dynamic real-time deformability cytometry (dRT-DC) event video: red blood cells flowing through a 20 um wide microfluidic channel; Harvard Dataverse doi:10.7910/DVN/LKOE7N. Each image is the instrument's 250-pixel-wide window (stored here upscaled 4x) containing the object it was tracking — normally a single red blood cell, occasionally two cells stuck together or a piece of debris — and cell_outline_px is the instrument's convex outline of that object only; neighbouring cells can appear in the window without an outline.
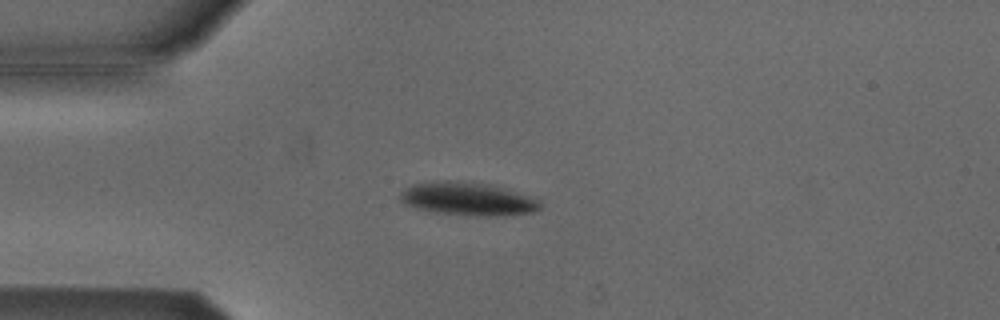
{"species": "Egyptian fruit bat (a non-hibernating species)", "species_latin": "Rousettus aegyptiacus", "temperature_condition": "cold", "stored_images_in_passage": 4, "camera_frame_rate_fps": 3000, "um_per_image_px": 0.085, "animal": {"sex": "male"}, "frame": {"image": 1, "passage_image": 4, "time_ms": 1.0, "image_size_px": [1000, 320], "cell_outline_px": [[540, 208], [532, 212], [500, 216], [472, 216], [428, 212], [404, 204], [400, 200], [400, 192], [404, 188], [412, 184], [436, 180], [460, 180], [488, 184], [504, 188], [540, 200]], "centroid_in_image_um": [39.68, 16.9], "position_along_channel_um": 45.3, "area_um2": 27.46}}